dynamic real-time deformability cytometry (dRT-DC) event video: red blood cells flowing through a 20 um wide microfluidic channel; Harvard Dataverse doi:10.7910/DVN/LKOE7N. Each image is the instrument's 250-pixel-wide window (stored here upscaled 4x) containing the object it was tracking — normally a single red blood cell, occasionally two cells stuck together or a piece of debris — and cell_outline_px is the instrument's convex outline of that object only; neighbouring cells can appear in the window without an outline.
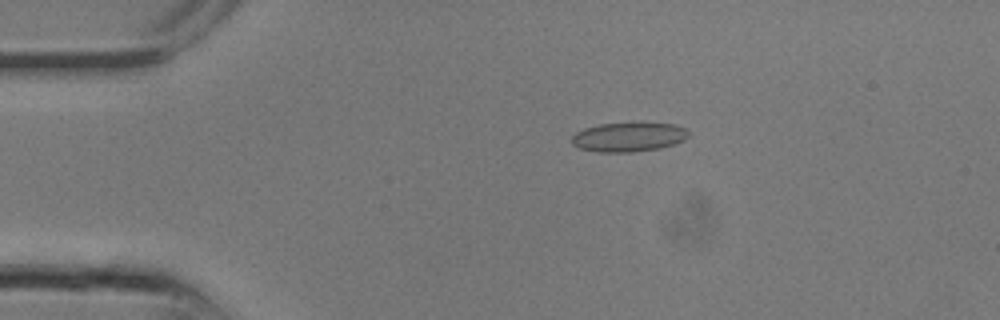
{"species": "common noctule bat (a hibernating species)", "species_latin": "Nyctalus noctula", "temperature_condition": "room temperature", "stored_images_in_passage": 8, "camera_frame_rate_fps": 3000, "um_per_image_px": 0.085, "animal": {"sex": "male", "body_mass_g": 13.3}, "frame": {"image": 1, "passage_image": 3, "time_ms": 0.667, "image_size_px": [1000, 320], "cell_outline_px": [[688, 136], [684, 140], [660, 148], [632, 152], [596, 152], [580, 148], [572, 144], [572, 136], [576, 132], [584, 128], [600, 124], [676, 124], [684, 128], [688, 132]], "centroid_in_image_um": [53.4, 11.66], "position_along_channel_um": 31.6, "area_um2": 19.54}}
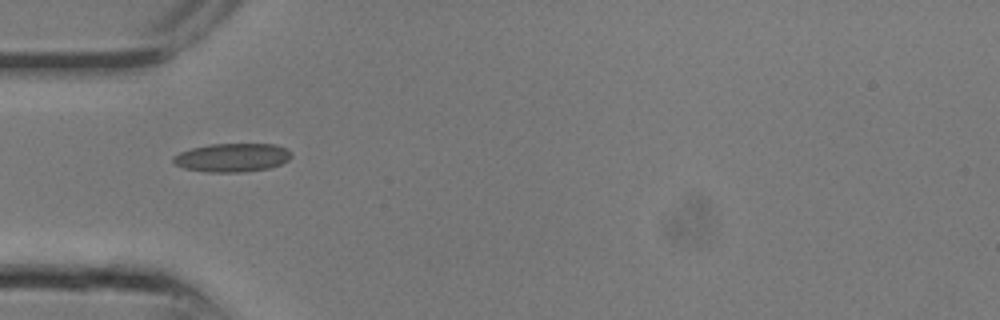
{"frame": {"image": 2, "passage_image": 6, "time_ms": 1.667, "image_size_px": [1000, 320], "cell_outline_px": [[292, 156], [288, 160], [280, 164], [268, 168], [244, 172], [208, 172], [184, 168], [176, 164], [172, 160], [172, 156], [180, 152], [192, 148], [208, 144], [276, 144], [292, 152]], "centroid_in_image_um": [19.73, 13.39], "position_along_channel_um": 65.3, "area_um2": 19.65}}